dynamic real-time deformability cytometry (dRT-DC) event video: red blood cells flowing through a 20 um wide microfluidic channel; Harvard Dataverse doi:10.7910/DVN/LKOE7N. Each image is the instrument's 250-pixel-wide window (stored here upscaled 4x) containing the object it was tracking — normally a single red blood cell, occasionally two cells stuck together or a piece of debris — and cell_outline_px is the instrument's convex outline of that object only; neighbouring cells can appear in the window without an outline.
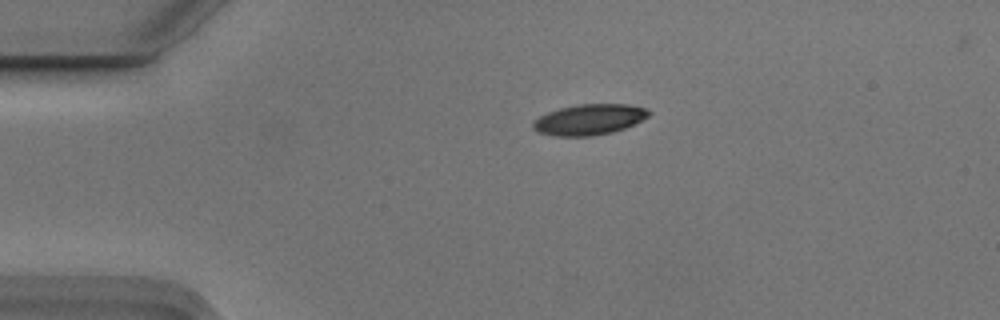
{"species": "Egyptian fruit bat (a non-hibernating species)", "species_latin": "Rousettus aegyptiacus", "temperature_condition": "cold", "stored_images_in_passage": 35, "camera_frame_rate_fps": 3000, "um_per_image_px": 0.085, "animal": {"sex": "male"}, "frame": {"image": 1, "passage_image": 1, "time_ms": 0.0, "image_size_px": [1000, 320], "cell_outline_px": [[652, 112], [648, 116], [624, 128], [612, 132], [592, 136], [552, 136], [536, 132], [532, 128], [532, 124], [540, 116], [548, 112], [560, 108], [580, 104], [628, 104], [644, 108]], "centroid_in_image_um": [50.04, 10.17], "position_along_channel_um": 35.0, "area_um2": 20.58}}
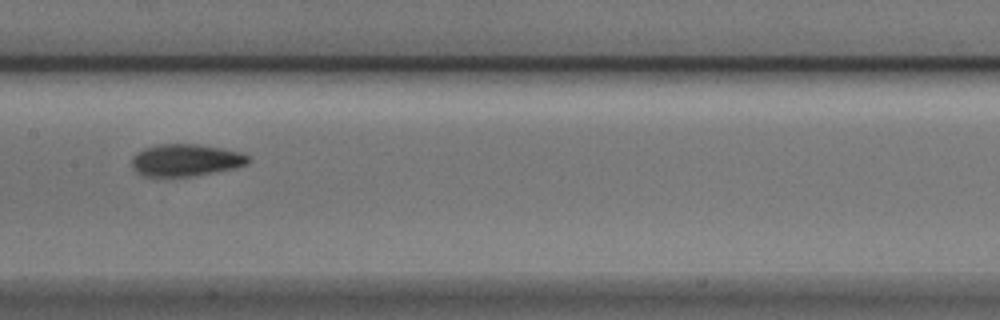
{"frame": {"image": 2, "passage_image": 17, "time_ms": 5.333, "image_size_px": [1000, 320], "cell_outline_px": [[248, 164], [236, 168], [196, 176], [144, 176], [136, 172], [132, 168], [132, 156], [136, 152], [144, 148], [156, 144], [200, 144], [224, 148], [240, 152], [248, 156]], "centroid_in_image_um": [15.78, 13.61], "position_along_channel_um": 191.6, "area_um2": 22.08}}
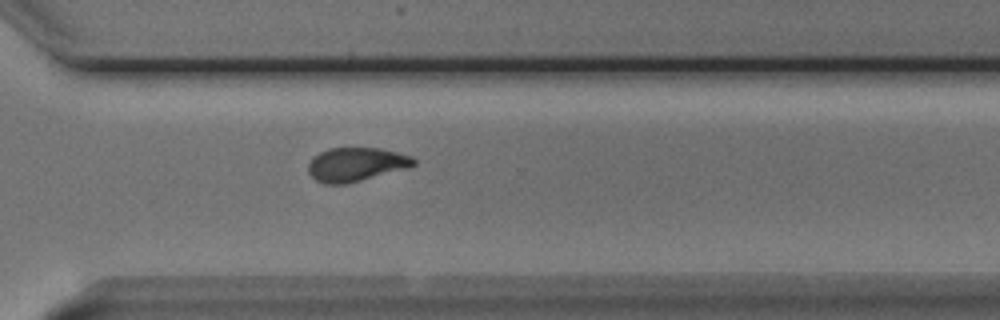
{"frame": {"image": 3, "passage_image": 29, "time_ms": 9.333, "image_size_px": [1000, 320], "cell_outline_px": [[416, 164], [408, 168], [348, 184], [324, 184], [316, 180], [308, 172], [308, 164], [312, 156], [328, 148], [380, 148], [412, 156], [416, 160]], "centroid_in_image_um": [30.26, 13.98], "position_along_channel_um": 340.3, "area_um2": 20.98}, "authors_computed_cell_mechanics": {"area_um2": 21.386, "velocity_mm_per_s": 3.7237, "shape_relaxation_time_tau1_ms": 2.9454, "shape_relaxation_time_tau2_ms": 2.3692, "deformation_change_tau1": 0.1366, "deformation_change_tau2": 0.0778}}